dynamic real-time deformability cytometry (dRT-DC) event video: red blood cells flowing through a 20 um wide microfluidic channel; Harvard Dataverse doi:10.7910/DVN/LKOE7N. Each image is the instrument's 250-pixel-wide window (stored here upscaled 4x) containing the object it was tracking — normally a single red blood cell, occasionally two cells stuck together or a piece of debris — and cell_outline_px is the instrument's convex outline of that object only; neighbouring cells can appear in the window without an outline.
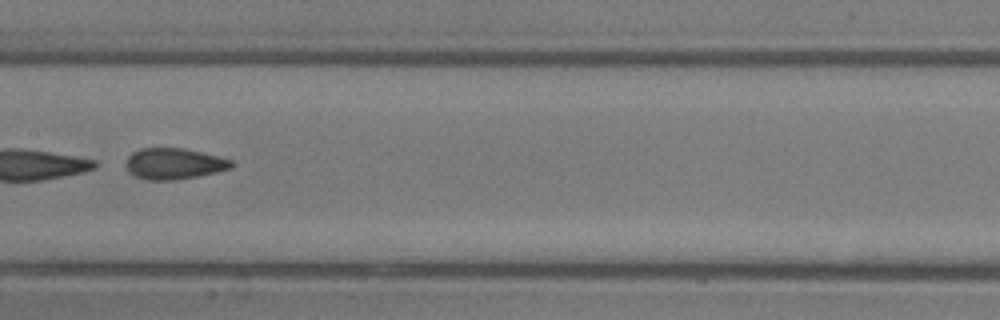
{"species": "common noctule bat (a hibernating species)", "species_latin": "Nyctalus noctula", "temperature_condition": "room temperature", "stored_images_in_passage": 49, "segment_of_instrument_passage": [2, 2], "camera_frame_rate_fps": 3000, "um_per_image_px": 0.085, "animal": {"sex": "male", "body_mass_g": 13.3}, "frame": {"image": 1, "passage_image": 25, "time_ms": 8.0, "image_size_px": [1000, 320], "cell_outline_px": [[232, 168], [216, 172], [176, 180], [148, 180], [136, 176], [128, 172], [128, 156], [132, 152], [140, 148], [184, 148], [232, 160]], "centroid_in_image_um": [14.78, 13.91], "position_along_channel_um": 192.6, "area_um2": 18.84}}
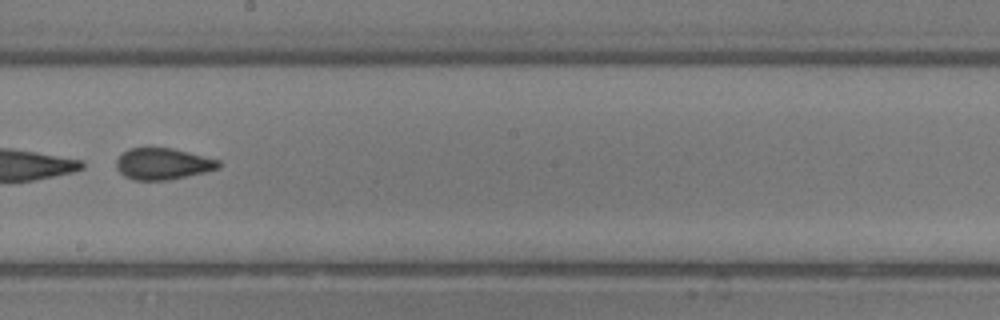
{"frame": {"image": 2, "passage_image": 28, "time_ms": 9.0, "image_size_px": [1000, 320], "cell_outline_px": [[220, 168], [204, 172], [168, 180], [136, 180], [124, 176], [116, 168], [116, 160], [128, 148], [172, 148], [220, 160]], "centroid_in_image_um": [13.84, 13.93], "position_along_channel_um": 234.4, "area_um2": 18.61}}